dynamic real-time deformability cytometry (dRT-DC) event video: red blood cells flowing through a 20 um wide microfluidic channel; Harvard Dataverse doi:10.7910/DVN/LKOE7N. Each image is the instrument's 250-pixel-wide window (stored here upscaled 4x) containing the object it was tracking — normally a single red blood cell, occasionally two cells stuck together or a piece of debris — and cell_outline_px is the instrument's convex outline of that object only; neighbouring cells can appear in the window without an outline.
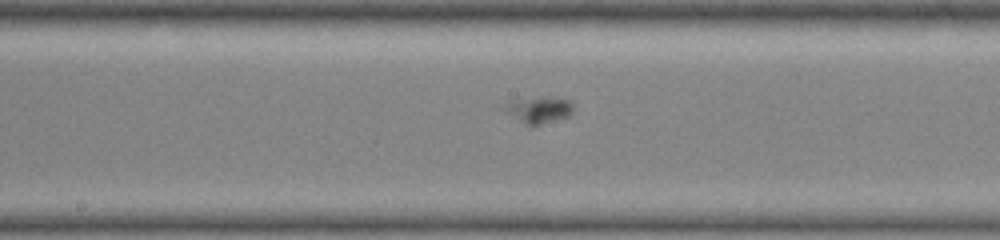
{"species": "common noctule bat (a hibernating species)", "species_latin": "Nyctalus noctula", "temperature_condition": "warm", "stored_images_in_passage": 51, "camera_frame_rate_fps": 3000, "um_per_image_px": 0.085, "animal": {"sex": "female", "body_mass_g": 19.0, "forearm_length_mm": 51.5}, "frame": {"image": 1, "passage_image": 22, "time_ms": 7.0, "image_size_px": [1000, 240], "cell_outline_px": [[572, 112], [568, 116], [532, 128], [508, 112], [508, 104], [516, 100], [540, 96], [552, 96], [568, 100], [572, 104]], "centroid_in_image_um": [45.91, 9.34], "position_along_channel_um": 202.3, "area_um2": 10.35}}
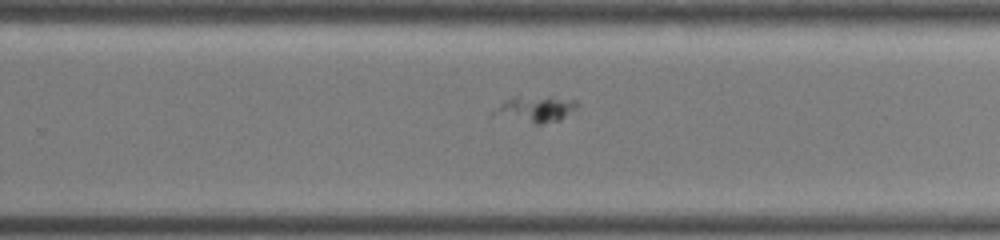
{"frame": {"image": 2, "passage_image": 30, "time_ms": 9.667, "image_size_px": [1000, 240], "cell_outline_px": [[580, 104], [576, 108], [560, 120], [540, 124], [536, 124], [492, 116], [492, 112], [504, 100], [516, 96], [552, 96], [576, 100]], "centroid_in_image_um": [45.51, 9.25], "position_along_channel_um": 284.3, "area_um2": 13.01}}
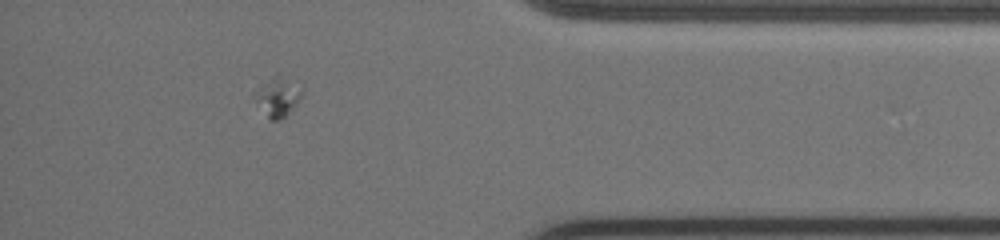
{"frame": {"image": 3, "passage_image": 44, "time_ms": 14.333, "image_size_px": [1000, 240], "cell_outline_px": [[304, 92], [296, 104], [284, 116], [276, 120], [272, 120], [268, 116], [256, 100], [272, 76], [276, 72], [280, 72], [304, 88]], "centroid_in_image_um": [23.77, 8.16], "position_along_channel_um": 411.4, "area_um2": 10.0}}